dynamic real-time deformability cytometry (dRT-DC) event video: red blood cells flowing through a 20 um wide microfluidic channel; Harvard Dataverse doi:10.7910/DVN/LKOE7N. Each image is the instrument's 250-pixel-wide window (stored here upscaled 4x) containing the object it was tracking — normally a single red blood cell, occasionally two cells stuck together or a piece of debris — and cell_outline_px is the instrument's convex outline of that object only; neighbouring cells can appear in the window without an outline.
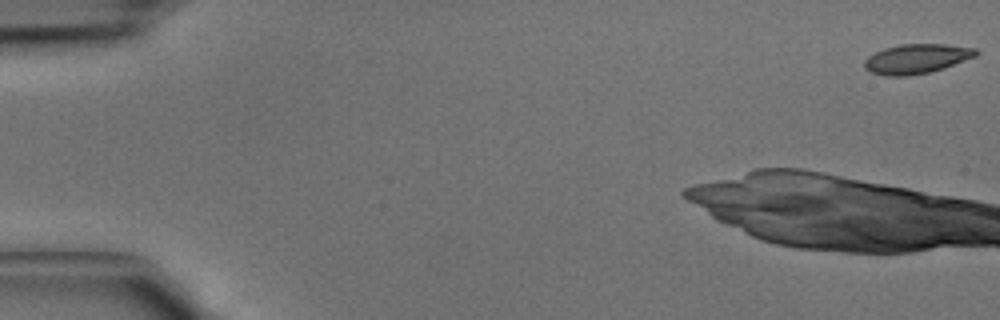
{"species": "common noctule bat (a hibernating species)", "species_latin": "Nyctalus noctula", "temperature_condition": "cold", "stored_images_in_passage": 9, "camera_frame_rate_fps": 3000, "um_per_image_px": 0.085, "animal": {"sex": "male", "body_mass_g": 15.6}, "frame": {"image": 1, "passage_image": 1, "time_ms": 0.0, "image_size_px": [1000, 320], "cell_outline_px": [[980, 52], [976, 56], [944, 68], [928, 72], [908, 76], [884, 76], [872, 72], [864, 68], [864, 60], [868, 56], [884, 48], [900, 44], [944, 44], [976, 48]], "centroid_in_image_um": [77.91, 4.99], "position_along_channel_um": 7.1, "area_um2": 19.25}}